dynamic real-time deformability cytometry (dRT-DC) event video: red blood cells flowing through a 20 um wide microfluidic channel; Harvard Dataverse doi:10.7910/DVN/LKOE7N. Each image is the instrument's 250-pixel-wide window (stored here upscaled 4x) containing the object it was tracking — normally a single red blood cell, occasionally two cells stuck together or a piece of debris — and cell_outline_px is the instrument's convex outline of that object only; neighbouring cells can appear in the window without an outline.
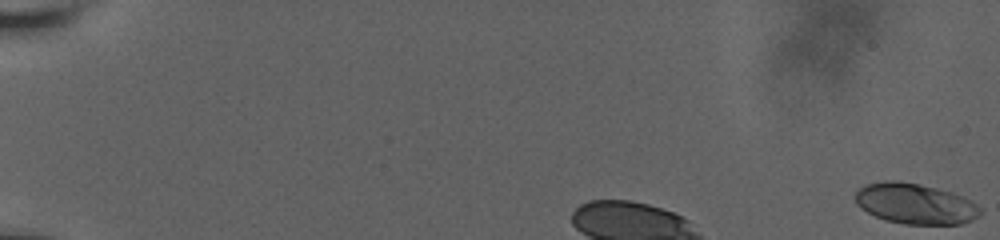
{"species": "human", "species_latin": "Homo sapiens", "temperature_condition": "room temperature", "stored_images_in_passage": 6, "camera_frame_rate_fps": 3000, "um_per_image_px": 0.085, "donor": {"sex": "male"}, "frame": {"image": 1, "passage_image": 1, "time_ms": 0.0, "image_size_px": [1000, 240], "cell_outline_px": [[980, 216], [972, 220], [960, 224], [904, 224], [888, 220], [876, 216], [860, 208], [856, 204], [856, 192], [864, 184], [888, 180], [896, 180], [920, 184], [952, 192], [964, 196], [972, 200], [980, 208]], "centroid_in_image_um": [77.81, 17.31], "position_along_channel_um": 7.2, "area_um2": 29.59}}